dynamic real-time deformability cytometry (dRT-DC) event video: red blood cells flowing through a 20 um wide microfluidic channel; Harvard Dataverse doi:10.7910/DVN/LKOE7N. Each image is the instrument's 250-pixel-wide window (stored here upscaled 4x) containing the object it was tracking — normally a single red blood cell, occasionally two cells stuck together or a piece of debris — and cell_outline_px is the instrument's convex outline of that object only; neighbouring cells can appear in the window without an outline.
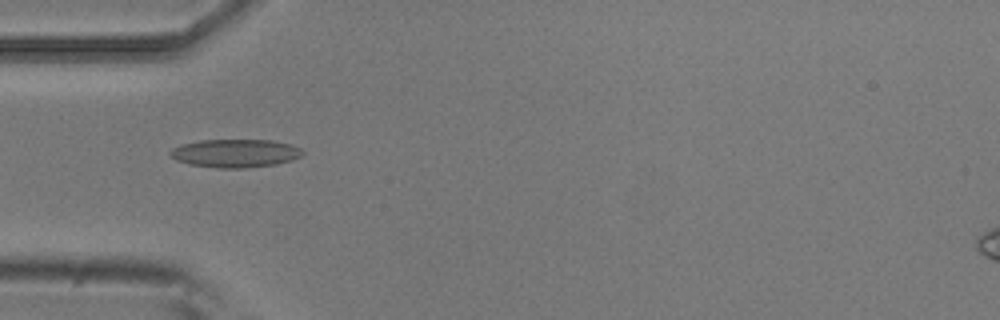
{"species": "common noctule bat (a hibernating species)", "species_latin": "Nyctalus noctula", "temperature_condition": "room temperature", "stored_images_in_passage": 6, "camera_frame_rate_fps": 3000, "um_per_image_px": 0.085, "animal": {"sex": "male", "body_mass_g": 20.5, "forearm_length_mm": 52.5}, "frame": {"image": 1, "passage_image": 3, "time_ms": 0.667, "image_size_px": [1000, 320], "cell_outline_px": [[304, 156], [292, 160], [276, 164], [244, 168], [216, 168], [192, 164], [176, 160], [168, 152], [172, 148], [180, 144], [200, 140], [272, 140], [292, 144], [300, 148], [304, 152]], "centroid_in_image_um": [20.03, 13.02], "position_along_channel_um": 65.0, "area_um2": 21.91}}
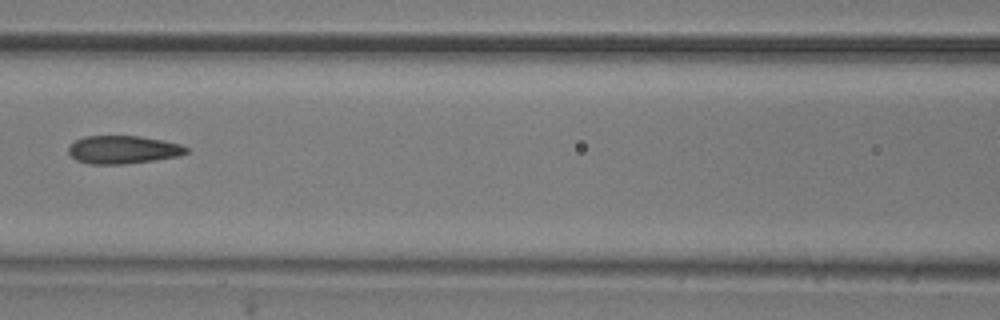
{"frame": {"image": 2, "passage_image": 5, "time_ms": 1.333, "image_size_px": [1000, 320], "cell_outline_px": [[188, 152], [180, 156], [156, 160], [124, 164], [88, 164], [76, 160], [68, 152], [68, 144], [84, 136], [140, 136], [180, 144], [188, 148]], "centroid_in_image_um": [10.44, 12.73], "position_along_channel_um": 156.2, "area_um2": 19.36}}
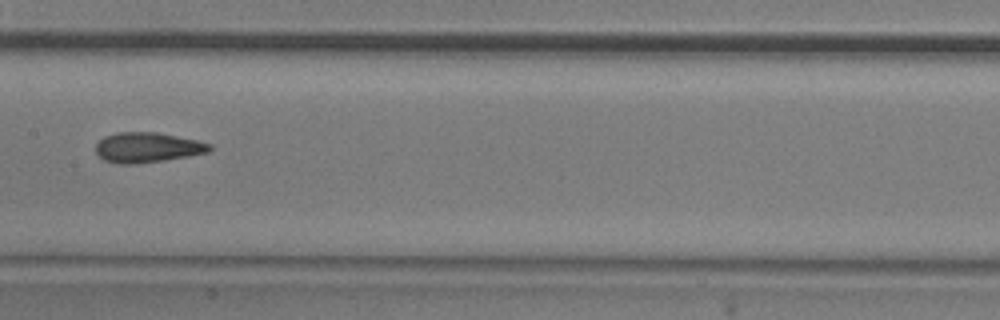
{"frame": {"image": 3, "passage_image": 6, "time_ms": 1.667, "image_size_px": [1000, 320], "cell_outline_px": [[212, 148], [208, 152], [188, 156], [164, 160], [136, 164], [120, 164], [104, 160], [96, 152], [96, 144], [104, 136], [116, 132], [156, 132], [196, 140], [212, 144]], "centroid_in_image_um": [12.52, 12.53], "position_along_channel_um": 194.9, "area_um2": 19.88}}